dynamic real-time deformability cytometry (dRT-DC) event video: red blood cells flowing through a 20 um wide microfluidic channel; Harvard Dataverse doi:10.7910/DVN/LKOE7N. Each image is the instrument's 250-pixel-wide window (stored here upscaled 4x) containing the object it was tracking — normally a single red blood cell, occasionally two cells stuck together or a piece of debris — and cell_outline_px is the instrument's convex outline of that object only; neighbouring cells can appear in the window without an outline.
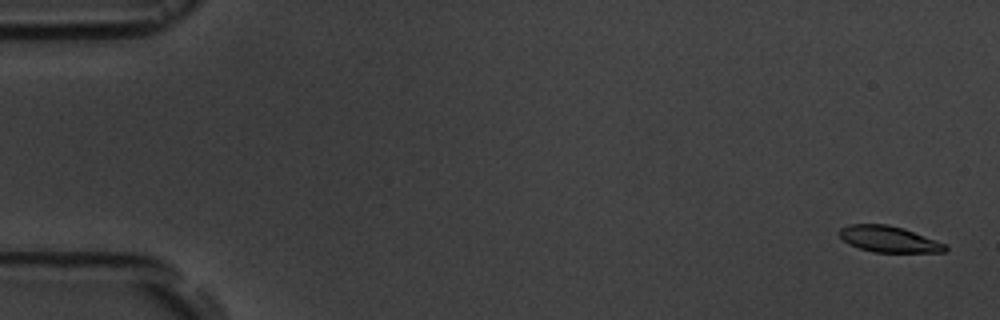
{"species": "common noctule bat (a hibernating species)", "species_latin": "Nyctalus noctula", "temperature_condition": "room temperature", "stored_images_in_passage": 10, "camera_frame_rate_fps": 3000, "um_per_image_px": 0.085, "animal": {"sex": "male", "body_mass_g": 19.5, "forearm_length_mm": 54.6}, "frame": {"image": 1, "passage_image": 1, "time_ms": 0.0, "image_size_px": [1000, 320], "cell_outline_px": [[948, 248], [944, 252], [872, 252], [848, 244], [840, 236], [840, 228], [848, 224], [888, 224], [904, 228], [944, 244]], "centroid_in_image_um": [75.51, 20.32], "position_along_channel_um": 9.5, "area_um2": 15.95}}
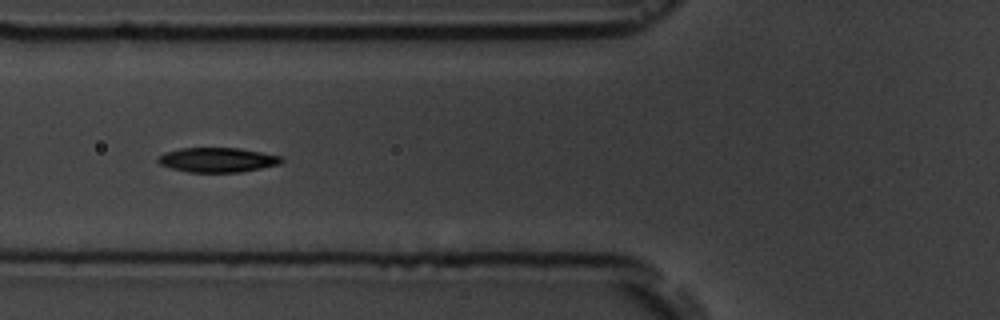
{"frame": {"image": 2, "passage_image": 7, "time_ms": 6.667, "image_size_px": [1000, 320], "cell_outline_px": [[284, 160], [280, 164], [240, 172], [188, 172], [172, 168], [160, 164], [156, 160], [156, 156], [164, 152], [180, 148], [240, 148], [280, 156]], "centroid_in_image_um": [18.44, 13.58], "position_along_channel_um": 107.4, "area_um2": 17.69}}
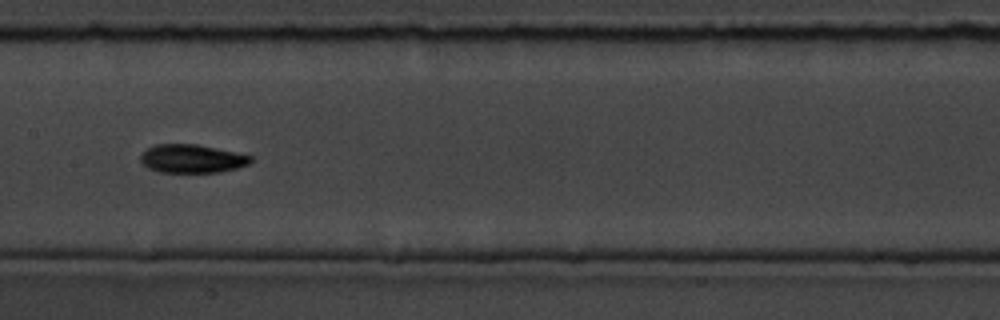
{"frame": {"image": 3, "passage_image": 9, "time_ms": 9.0, "image_size_px": [1000, 320], "cell_outline_px": [[252, 160], [248, 164], [236, 168], [220, 172], [160, 172], [148, 168], [140, 160], [140, 156], [148, 148], [156, 144], [196, 144], [236, 152], [252, 156]], "centroid_in_image_um": [16.32, 13.48], "position_along_channel_um": 191.1, "area_um2": 18.09}}